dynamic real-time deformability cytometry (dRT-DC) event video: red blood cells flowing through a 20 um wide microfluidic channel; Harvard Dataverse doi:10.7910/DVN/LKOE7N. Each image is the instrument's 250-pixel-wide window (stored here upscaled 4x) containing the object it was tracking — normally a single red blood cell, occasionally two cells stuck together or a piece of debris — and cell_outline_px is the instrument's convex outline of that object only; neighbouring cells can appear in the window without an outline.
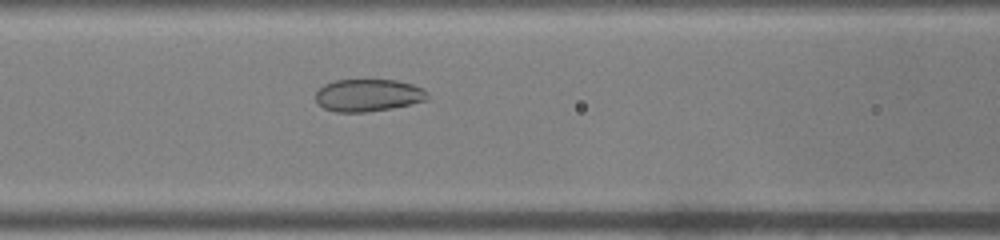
{"species": "common noctule bat (a hibernating species)", "species_latin": "Nyctalus noctula", "temperature_condition": "warm", "stored_images_in_passage": 37, "camera_frame_rate_fps": 3000, "um_per_image_px": 0.085, "animal": {"sex": "male", "body_mass_g": 19.0, "forearm_length_mm": 50.8}, "frame": {"image": 1, "passage_image": 9, "time_ms": 2.667, "image_size_px": [1000, 240], "cell_outline_px": [[428, 100], [392, 108], [364, 112], [336, 112], [324, 108], [316, 100], [316, 92], [324, 84], [336, 80], [396, 80], [412, 84], [424, 88], [428, 92]], "centroid_in_image_um": [31.32, 8.09], "position_along_channel_um": 135.3, "area_um2": 21.1}}
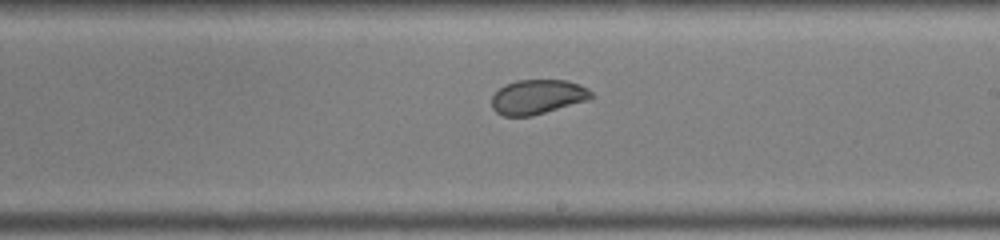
{"frame": {"image": 2, "passage_image": 17, "time_ms": 5.333, "image_size_px": [1000, 240], "cell_outline_px": [[592, 100], [532, 116], [504, 116], [496, 112], [492, 108], [492, 96], [504, 84], [516, 80], [568, 80], [580, 84], [588, 88], [592, 92]], "centroid_in_image_um": [45.74, 8.23], "position_along_channel_um": 243.3, "area_um2": 20.4}}
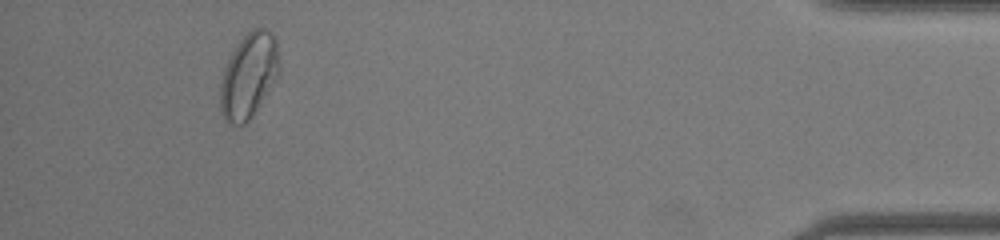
{"frame": {"image": 3, "passage_image": 34, "time_ms": 11.0, "image_size_px": [1000, 240], "cell_outline_px": [[280, 72], [252, 116], [244, 124], [228, 124], [224, 120], [220, 108], [220, 84], [224, 68], [232, 52], [240, 40], [252, 28], [268, 28], [272, 32], [276, 40], [280, 64]], "centroid_in_image_um": [21.14, 6.41], "position_along_channel_um": 414.1, "area_um2": 29.19}, "authors_computed_cell_mechanics": {"area_um2": 21.9062, "velocity_mm_per_s": 4.0648, "shape_relaxation_time_tau1_ms": null, "shape_relaxation_time_tau2_ms": 0.6715, "deformation_change_tau1": null, "deformation_change_tau2": 0.0454}}